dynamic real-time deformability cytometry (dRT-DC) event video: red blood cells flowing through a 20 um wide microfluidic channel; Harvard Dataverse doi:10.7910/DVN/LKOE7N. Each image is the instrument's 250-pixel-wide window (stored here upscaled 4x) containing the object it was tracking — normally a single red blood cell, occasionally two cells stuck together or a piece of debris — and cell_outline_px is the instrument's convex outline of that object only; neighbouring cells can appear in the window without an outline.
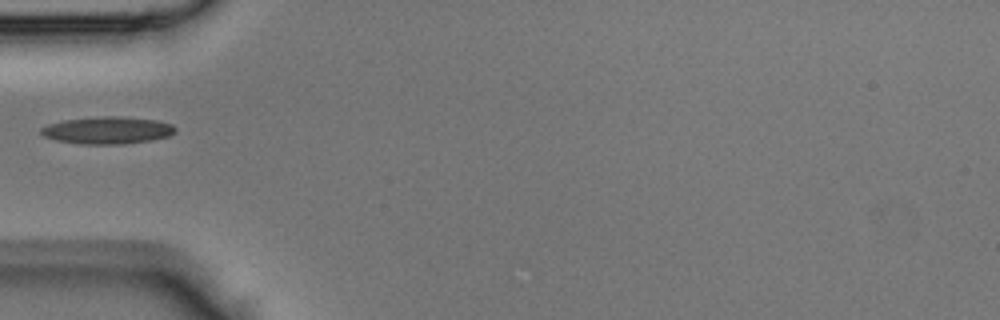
{"species": "Egyptian fruit bat (a non-hibernating species)", "species_latin": "Rousettus aegyptiacus", "temperature_condition": "room temperature", "stored_images_in_passage": 18, "camera_frame_rate_fps": 3000, "um_per_image_px": 0.085, "animal": {"sex": "male"}, "frame": {"image": 1, "passage_image": 1, "time_ms": 0.0, "image_size_px": [1000, 320], "cell_outline_px": [[176, 132], [168, 136], [152, 140], [124, 144], [80, 144], [56, 140], [44, 136], [40, 132], [40, 128], [48, 124], [64, 120], [104, 116], [120, 116], [156, 120], [172, 124], [176, 128]], "centroid_in_image_um": [9.15, 11.08], "position_along_channel_um": 75.9, "area_um2": 21.33}}
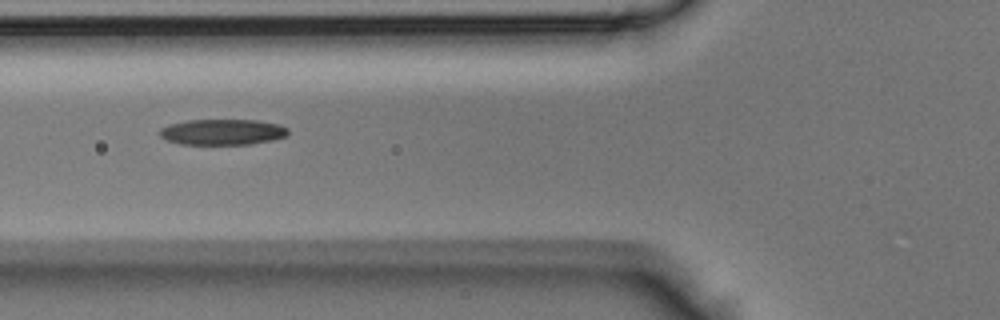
{"frame": {"image": 2, "passage_image": 3, "time_ms": 0.667, "image_size_px": [1000, 320], "cell_outline_px": [[288, 136], [272, 140], [252, 144], [180, 144], [168, 140], [160, 136], [160, 128], [168, 124], [188, 120], [256, 120], [280, 124], [288, 128]], "centroid_in_image_um": [18.94, 11.21], "position_along_channel_um": 106.9, "area_um2": 19.36}}